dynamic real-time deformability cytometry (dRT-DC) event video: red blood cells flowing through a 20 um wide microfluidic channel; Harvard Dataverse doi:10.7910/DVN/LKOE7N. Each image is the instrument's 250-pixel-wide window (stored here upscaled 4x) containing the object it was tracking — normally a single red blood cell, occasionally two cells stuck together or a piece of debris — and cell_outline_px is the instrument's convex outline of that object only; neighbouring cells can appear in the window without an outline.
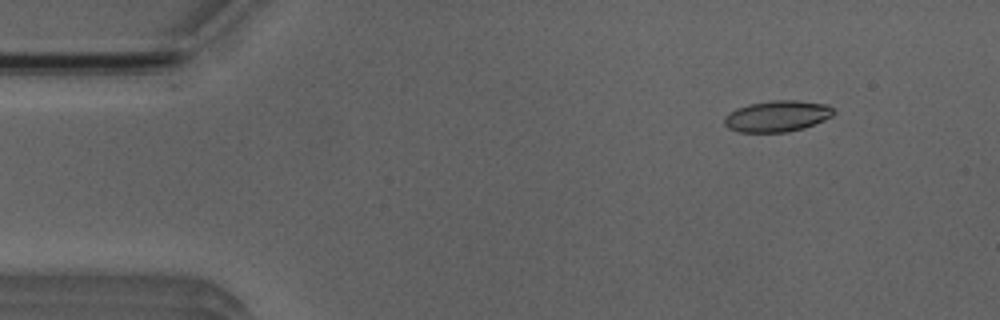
{"species": "Egyptian fruit bat (a non-hibernating species)", "species_latin": "Rousettus aegyptiacus", "temperature_condition": "room temperature", "stored_images_in_passage": 6, "camera_frame_rate_fps": 3000, "um_per_image_px": 0.085, "animal": {"sex": "male"}, "frame": {"image": 1, "passage_image": 2, "time_ms": 1.0, "image_size_px": [1000, 320], "cell_outline_px": [[836, 112], [832, 116], [824, 120], [804, 128], [788, 132], [740, 132], [728, 128], [724, 124], [724, 116], [736, 108], [748, 104], [772, 100], [796, 100], [828, 104]], "centroid_in_image_um": [66.06, 9.87], "position_along_channel_um": 18.9, "area_um2": 20.0}}